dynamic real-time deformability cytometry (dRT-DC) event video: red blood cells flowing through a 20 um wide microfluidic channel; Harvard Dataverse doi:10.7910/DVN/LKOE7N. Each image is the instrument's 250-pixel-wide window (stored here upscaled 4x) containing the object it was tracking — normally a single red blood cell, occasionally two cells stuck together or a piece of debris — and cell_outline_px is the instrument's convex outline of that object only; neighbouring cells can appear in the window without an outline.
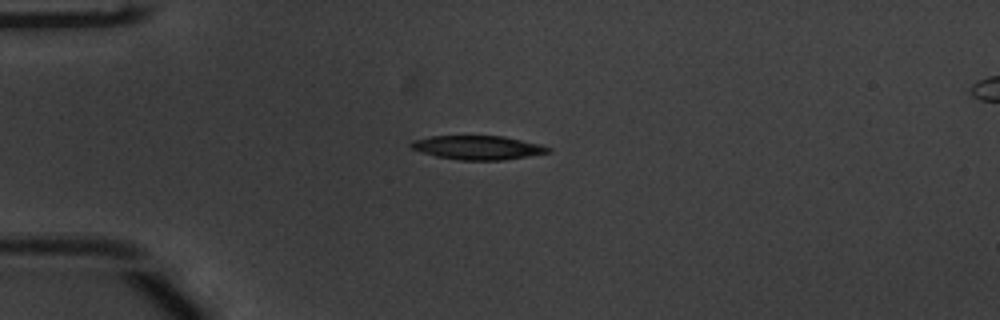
{"species": "common noctule bat (a hibernating species)", "species_latin": "Nyctalus noctula", "temperature_condition": "warm", "stored_images_in_passage": 40, "camera_frame_rate_fps": 3000, "um_per_image_px": 0.085, "animal": {"sex": "male", "body_mass_g": 20.1, "forearm_length_mm": 53.5}, "frame": {"image": 1, "passage_image": 1, "time_ms": 0.0, "image_size_px": [1000, 320], "cell_outline_px": [[552, 152], [504, 160], [460, 160], [436, 156], [420, 152], [412, 148], [408, 144], [412, 140], [432, 136], [504, 136], [540, 144], [552, 148]], "centroid_in_image_um": [40.62, 12.54], "position_along_channel_um": 44.4, "area_um2": 19.19}}
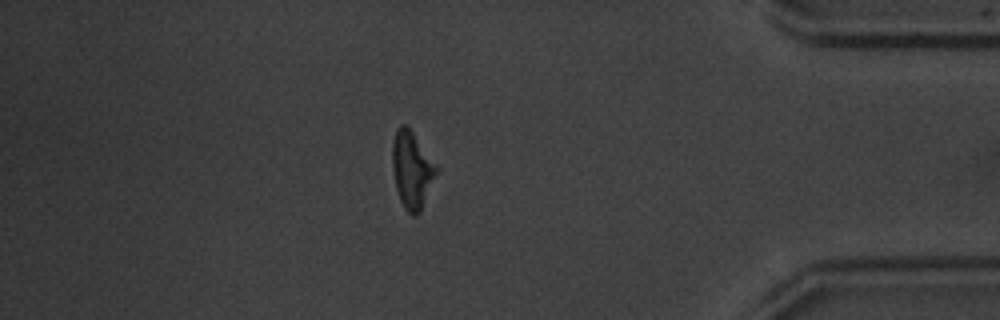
{"frame": {"image": 2, "passage_image": 33, "time_ms": 10.667, "image_size_px": [1000, 320], "cell_outline_px": [[440, 168], [420, 212], [416, 216], [412, 216], [404, 208], [400, 200], [396, 188], [392, 168], [392, 144], [396, 132], [400, 124], [408, 124]], "centroid_in_image_um": [35.04, 14.41], "position_along_channel_um": 400.2, "area_um2": 20.17}}
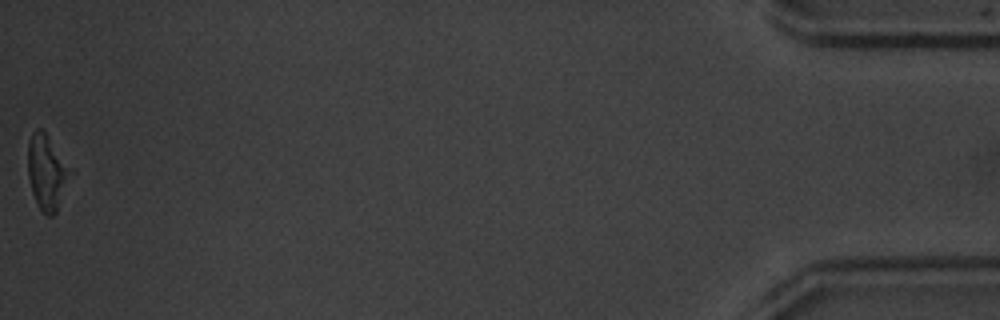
{"frame": {"image": 3, "passage_image": 40, "time_ms": 13.0, "image_size_px": [1000, 320], "cell_outline_px": [[64, 176], [56, 212], [52, 216], [48, 216], [40, 208], [32, 192], [28, 176], [28, 140], [32, 132], [36, 128], [40, 128], [44, 132], [64, 168]], "centroid_in_image_um": [3.78, 14.63], "position_along_channel_um": 431.4, "area_um2": 15.95}, "authors_computed_cell_mechanics": {"area_um2": 19.363, "velocity_mm_per_s": 3.8523, "shape_relaxation_time_tau1_ms": 2.6063, "shape_relaxation_time_tau2_ms": 3.1231, "deformation_change_tau1": 0.1358, "deformation_change_tau2": 0.1255}}